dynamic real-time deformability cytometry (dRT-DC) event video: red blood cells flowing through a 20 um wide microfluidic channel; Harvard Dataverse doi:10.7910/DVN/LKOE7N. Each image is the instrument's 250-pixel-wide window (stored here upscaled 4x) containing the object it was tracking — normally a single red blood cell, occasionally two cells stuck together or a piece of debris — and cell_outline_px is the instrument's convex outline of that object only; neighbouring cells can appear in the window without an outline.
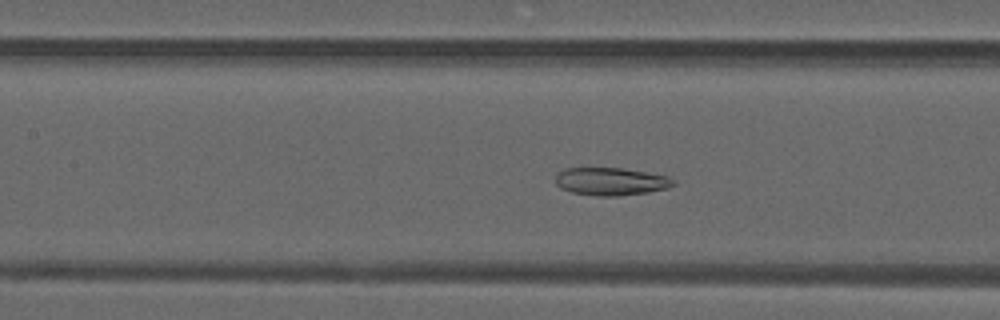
{"species": "common noctule bat (a hibernating species)", "species_latin": "Nyctalus noctula", "temperature_condition": "warm", "stored_images_in_passage": 40, "camera_frame_rate_fps": 3000, "um_per_image_px": 0.085, "animal": {"sex": "male", "forearm_length_mm": 52.5}, "frame": {"image": 1, "passage_image": 13, "time_ms": 4.0, "image_size_px": [1000, 320], "cell_outline_px": [[676, 184], [668, 188], [648, 192], [620, 196], [596, 196], [572, 192], [560, 188], [556, 184], [556, 172], [564, 168], [620, 168], [668, 176], [676, 180]], "centroid_in_image_um": [51.92, 15.43], "position_along_channel_um": 155.5, "area_um2": 19.19}}
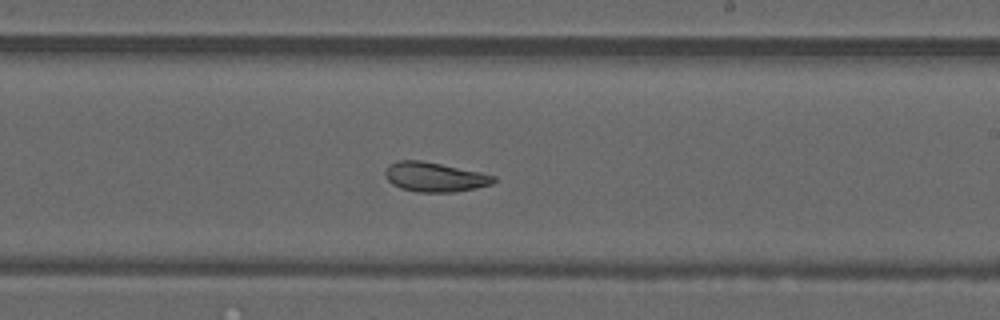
{"frame": {"image": 2, "passage_image": 20, "time_ms": 6.333, "image_size_px": [1000, 320], "cell_outline_px": [[496, 180], [492, 184], [476, 188], [452, 192], [416, 192], [400, 188], [392, 184], [384, 176], [384, 172], [388, 164], [396, 160], [420, 160], [480, 172], [496, 176]], "centroid_in_image_um": [36.91, 15.04], "position_along_channel_um": 252.1, "area_um2": 18.73}}
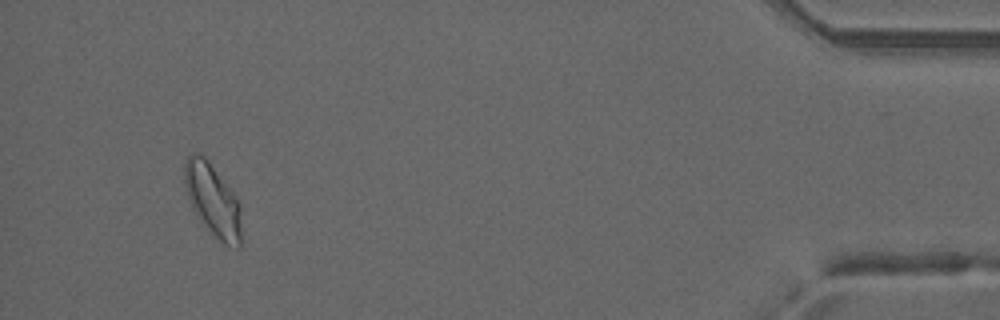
{"frame": {"image": 3, "passage_image": 37, "time_ms": 12.0, "image_size_px": [1000, 320], "cell_outline_px": [[240, 248], [236, 248], [224, 244], [200, 220], [192, 208], [184, 184], [184, 160], [192, 152], [200, 152], [208, 160], [232, 192], [240, 204]], "centroid_in_image_um": [18.05, 16.96], "position_along_channel_um": 417.1, "area_um2": 23.64}, "authors_computed_cell_mechanics": {"area_um2": 19.9988, "velocity_mm_per_s": 4.1518, "shape_relaxation_time_tau1_ms": null, "shape_relaxation_time_tau2_ms": 2.5047, "deformation_change_tau1": null, "deformation_change_tau2": 0.082}}